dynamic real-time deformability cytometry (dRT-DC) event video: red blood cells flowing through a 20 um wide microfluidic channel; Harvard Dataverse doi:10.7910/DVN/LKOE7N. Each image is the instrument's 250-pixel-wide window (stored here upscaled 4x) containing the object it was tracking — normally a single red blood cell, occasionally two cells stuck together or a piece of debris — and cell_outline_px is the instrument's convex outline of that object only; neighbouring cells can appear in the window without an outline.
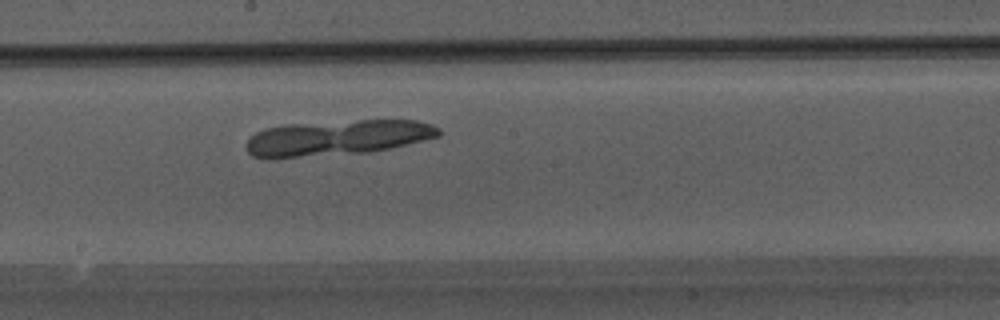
{"species": "Egyptian fruit bat (a non-hibernating species)", "species_latin": "Rousettus aegyptiacus", "temperature_condition": "warm", "stored_images_in_passage": 36, "camera_frame_rate_fps": 3000, "um_per_image_px": 0.085, "animal": {"sex": "male"}, "frame": {"image": 1, "passage_image": 16, "time_ms": 5.0, "image_size_px": [1000, 320], "cell_outline_px": [[440, 136], [388, 148], [368, 152], [300, 156], [252, 156], [248, 152], [248, 136], [264, 128], [288, 124], [360, 120], [416, 120], [432, 124], [440, 128]], "centroid_in_image_um": [28.72, 11.67], "position_along_channel_um": 219.5, "area_um2": 38.73}}
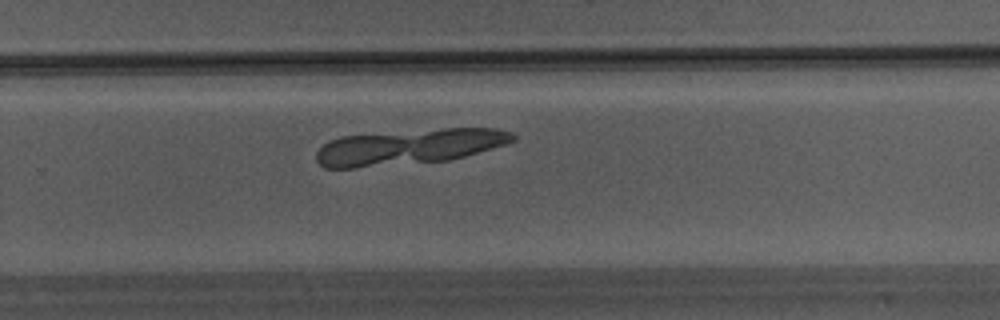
{"frame": {"image": 2, "passage_image": 21, "time_ms": 6.667, "image_size_px": [1000, 320], "cell_outline_px": [[516, 140], [504, 144], [464, 156], [448, 160], [356, 168], [324, 168], [316, 160], [316, 152], [328, 140], [340, 136], [444, 128], [496, 128], [512, 132], [516, 136]], "centroid_in_image_um": [34.73, 12.48], "position_along_channel_um": 295.1, "area_um2": 40.46}}